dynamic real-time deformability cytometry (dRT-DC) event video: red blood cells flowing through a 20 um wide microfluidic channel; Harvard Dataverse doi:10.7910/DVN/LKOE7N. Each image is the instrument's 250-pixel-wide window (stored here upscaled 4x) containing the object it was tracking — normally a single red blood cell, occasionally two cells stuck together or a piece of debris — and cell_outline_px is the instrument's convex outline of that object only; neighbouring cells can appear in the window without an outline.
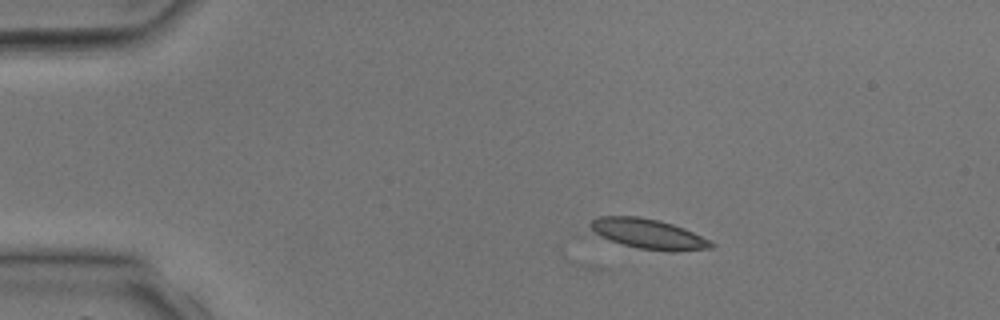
{"species": "common noctule bat (a hibernating species)", "species_latin": "Nyctalus noctula", "temperature_condition": "room temperature", "stored_images_in_passage": 3, "camera_frame_rate_fps": 3000, "um_per_image_px": 0.085, "animal": {"sex": "male", "body_mass_g": 17.9, "forearm_length_mm": 54.2}, "frame": {"image": 1, "passage_image": 1, "time_ms": 0.0, "image_size_px": [1000, 320], "cell_outline_px": [[716, 244], [712, 248], [640, 248], [572, 236], [592, 220], [600, 216], [636, 216], [656, 220], [672, 224], [684, 228]], "centroid_in_image_um": [54.52, 19.83], "position_along_channel_um": 30.5, "area_um2": 21.96}}